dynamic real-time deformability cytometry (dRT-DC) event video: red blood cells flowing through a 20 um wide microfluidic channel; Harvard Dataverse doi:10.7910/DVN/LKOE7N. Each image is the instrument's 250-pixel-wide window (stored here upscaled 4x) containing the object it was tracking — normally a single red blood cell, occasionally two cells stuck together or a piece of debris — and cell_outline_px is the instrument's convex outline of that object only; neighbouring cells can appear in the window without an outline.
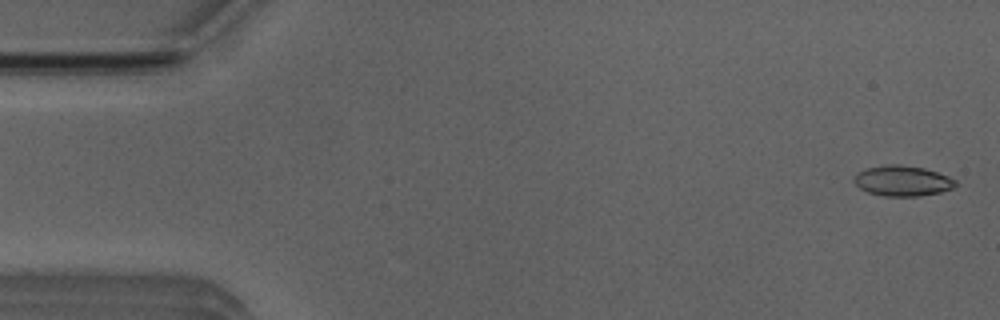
{"species": "Egyptian fruit bat (a non-hibernating species)", "species_latin": "Rousettus aegyptiacus", "temperature_condition": "room temperature", "stored_images_in_passage": 5, "camera_frame_rate_fps": 3000, "um_per_image_px": 0.085, "animal": {"sex": "male"}, "frame": {"image": 1, "passage_image": 1, "time_ms": 0.0, "image_size_px": [1000, 320], "cell_outline_px": [[956, 184], [952, 188], [940, 192], [920, 196], [884, 196], [868, 192], [860, 188], [852, 180], [852, 176], [856, 172], [864, 168], [888, 164], [896, 164], [924, 168], [948, 176], [956, 180]], "centroid_in_image_um": [76.65, 15.36], "position_along_channel_um": 8.3, "area_um2": 18.09}}